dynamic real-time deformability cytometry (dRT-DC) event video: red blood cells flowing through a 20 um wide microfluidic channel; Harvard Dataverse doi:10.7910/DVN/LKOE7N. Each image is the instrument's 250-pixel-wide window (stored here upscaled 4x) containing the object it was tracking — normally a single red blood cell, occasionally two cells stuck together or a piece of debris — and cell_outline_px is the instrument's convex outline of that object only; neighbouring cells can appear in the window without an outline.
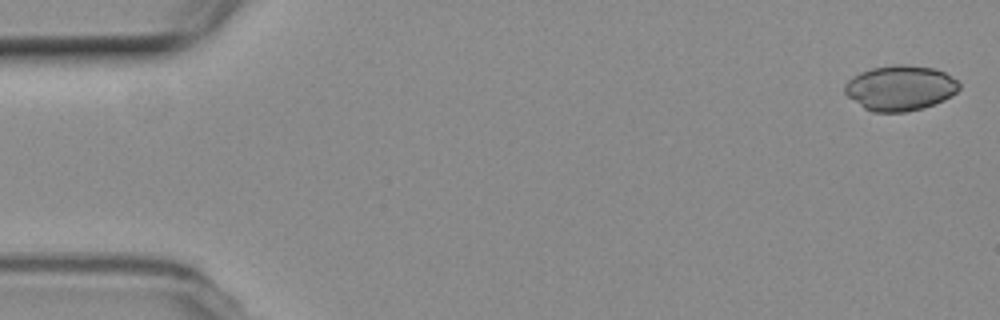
{"species": "common noctule bat (a hibernating species)", "species_latin": "Nyctalus noctula", "temperature_condition": "room temperature", "stored_images_in_passage": 4, "camera_frame_rate_fps": 3000, "um_per_image_px": 0.085, "animal": {"sex": "female", "body_mass_g": 19.3, "forearm_length_mm": 54.1}, "frame": {"image": 1, "passage_image": 1, "time_ms": 0.0, "image_size_px": [1000, 320], "cell_outline_px": [[960, 88], [952, 96], [944, 100], [920, 108], [904, 112], [872, 112], [864, 108], [848, 96], [844, 92], [844, 84], [852, 76], [860, 72], [872, 68], [896, 64], [904, 64], [932, 68], [944, 72], [956, 80], [960, 84]], "centroid_in_image_um": [76.49, 7.47], "position_along_channel_um": 8.5, "area_um2": 30.0}}